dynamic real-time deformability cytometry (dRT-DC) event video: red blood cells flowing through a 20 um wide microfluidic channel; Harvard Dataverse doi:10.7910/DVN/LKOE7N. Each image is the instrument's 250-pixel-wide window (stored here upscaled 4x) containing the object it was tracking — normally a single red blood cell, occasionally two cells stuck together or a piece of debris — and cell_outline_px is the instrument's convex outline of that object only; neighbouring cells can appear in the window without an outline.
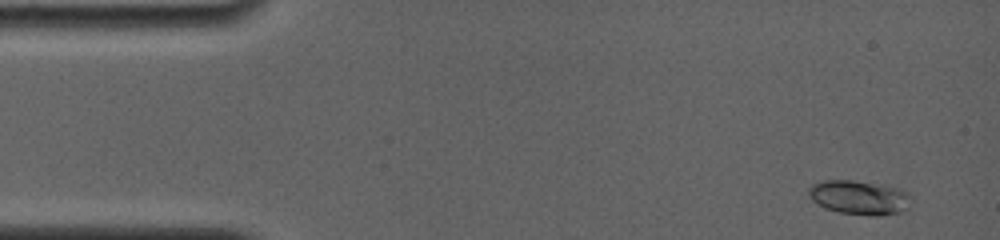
{"species": "common noctule bat (a hibernating species)", "species_latin": "Nyctalus noctula", "temperature_condition": "room temperature", "stored_images_in_passage": 30, "camera_frame_rate_fps": 4000, "um_per_image_px": 0.085, "animal": {"sex": "female", "body_mass_g": 19.0, "forearm_length_mm": 56.7}, "frame": {"image": 1, "passage_image": 2, "time_ms": 0.75, "image_size_px": [1000, 240], "cell_outline_px": [[908, 208], [900, 212], [880, 216], [872, 216], [840, 212], [824, 208], [812, 200], [808, 196], [808, 188], [812, 184], [824, 180], [852, 180], [900, 188], [908, 192]], "centroid_in_image_um": [73.0, 16.79], "position_along_channel_um": 12.0, "area_um2": 20.35}}
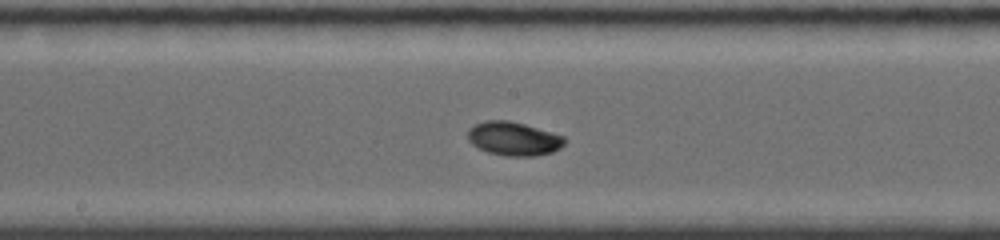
{"frame": {"image": 2, "passage_image": 16, "time_ms": 8.5, "image_size_px": [1000, 240], "cell_outline_px": [[564, 144], [560, 148], [552, 152], [536, 156], [504, 156], [488, 152], [472, 144], [468, 140], [468, 128], [476, 124], [488, 120], [508, 120], [524, 124], [564, 136]], "centroid_in_image_um": [43.65, 11.79], "position_along_channel_um": 204.6, "area_um2": 18.9}}
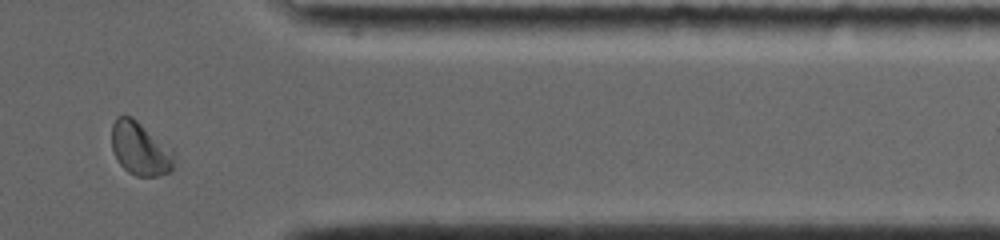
{"frame": {"image": 3, "passage_image": 26, "time_ms": 13.75, "image_size_px": [1000, 240], "cell_outline_px": [[172, 168], [168, 172], [160, 176], [136, 176], [128, 172], [120, 164], [112, 148], [112, 124], [116, 116], [132, 116], [172, 156]], "centroid_in_image_um": [11.79, 12.66], "position_along_channel_um": 399.6, "area_um2": 18.09}, "authors_computed_cell_mechanics": {"area_um2": 18.2937, "velocity_mm_per_s": 3.7999, "shape_relaxation_time_tau1_ms": 2.5593, "shape_relaxation_time_tau2_ms": null, "deformation_change_tau1": 0.1107, "deformation_change_tau2": null}}